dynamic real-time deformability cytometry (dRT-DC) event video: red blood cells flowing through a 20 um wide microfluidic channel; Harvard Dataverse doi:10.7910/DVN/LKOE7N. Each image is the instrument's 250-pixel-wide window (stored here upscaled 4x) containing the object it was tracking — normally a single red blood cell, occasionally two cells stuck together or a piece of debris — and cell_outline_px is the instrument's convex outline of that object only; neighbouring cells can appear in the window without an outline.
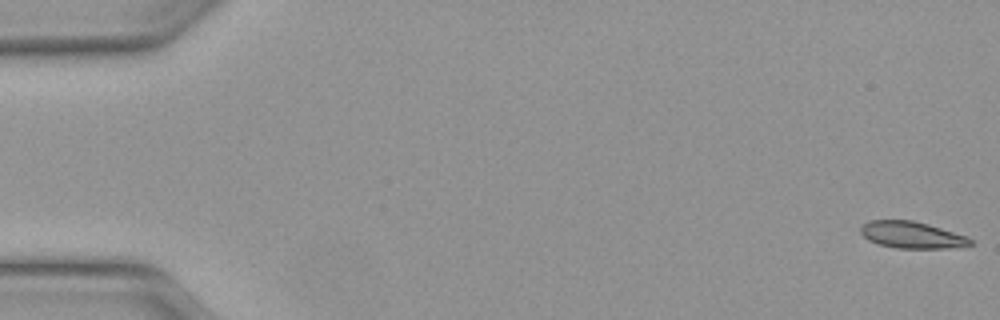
{"species": "Egyptian fruit bat (a non-hibernating species)", "species_latin": "Rousettus aegyptiacus", "temperature_condition": "warm", "stored_images_in_passage": 50, "camera_frame_rate_fps": 3000, "um_per_image_px": 0.085, "animal": {"sex": "female"}, "frame": {"image": 1, "passage_image": 1, "time_ms": 0.0, "image_size_px": [1000, 320], "cell_outline_px": [[976, 244], [964, 248], [896, 248], [876, 244], [868, 240], [860, 232], [860, 228], [868, 220], [912, 220], [928, 224], [968, 236]], "centroid_in_image_um": [77.57, 19.98], "position_along_channel_um": 7.4, "area_um2": 17.46}}
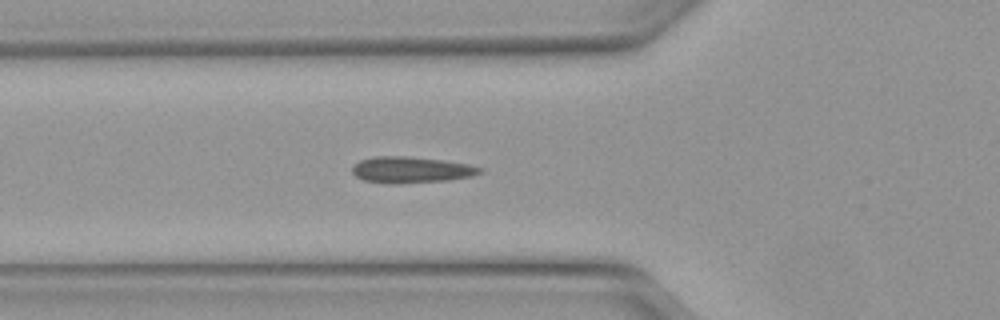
{"frame": {"image": 2, "passage_image": 18, "time_ms": 5.667, "image_size_px": [1000, 320], "cell_outline_px": [[484, 172], [472, 176], [448, 180], [400, 184], [364, 180], [356, 176], [352, 172], [352, 164], [360, 160], [376, 156], [412, 156], [444, 160], [468, 164], [484, 168]], "centroid_in_image_um": [34.98, 14.42], "position_along_channel_um": 90.8, "area_um2": 19.71}}
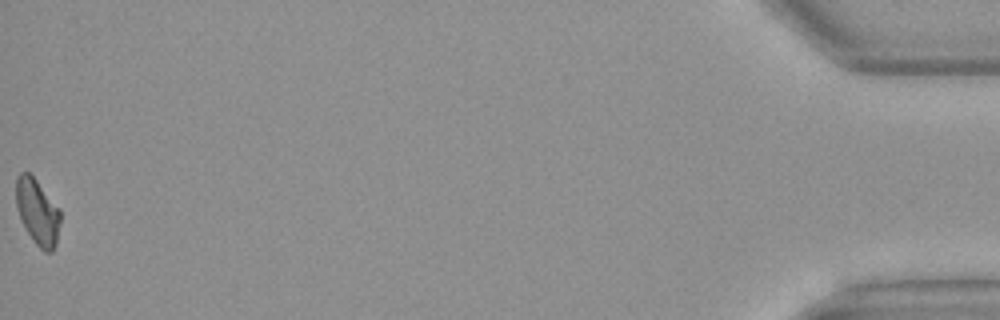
{"frame": {"image": 3, "passage_image": 50, "time_ms": 16.333, "image_size_px": [1000, 320], "cell_outline_px": [[60, 224], [56, 244], [52, 252], [44, 252], [36, 244], [20, 220], [16, 204], [16, 176], [20, 172], [28, 172], [36, 180], [60, 208]], "centroid_in_image_um": [3.19, 18.01], "position_along_channel_um": 432.0, "area_um2": 16.99}, "authors_computed_cell_mechanics": {"area_um2": 17.9469, "velocity_mm_per_s": 4.1419, "shape_relaxation_time_tau1_ms": null, "shape_relaxation_time_tau2_ms": 1.8735, "deformation_change_tau1": null, "deformation_change_tau2": 0.0728}}